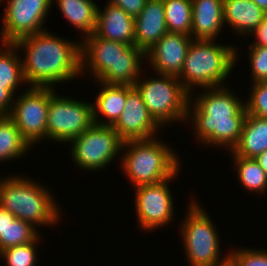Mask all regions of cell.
Masks as SVG:
<instances>
[{"mask_svg": "<svg viewBox=\"0 0 267 266\" xmlns=\"http://www.w3.org/2000/svg\"><path fill=\"white\" fill-rule=\"evenodd\" d=\"M103 9L98 5L94 34L107 40L135 45V21L120 7L107 2Z\"/></svg>", "mask_w": 267, "mask_h": 266, "instance_id": "17", "label": "cell"}, {"mask_svg": "<svg viewBox=\"0 0 267 266\" xmlns=\"http://www.w3.org/2000/svg\"><path fill=\"white\" fill-rule=\"evenodd\" d=\"M190 201L178 230L186 261L188 266H212L225 256L221 251V236L200 201L196 198Z\"/></svg>", "mask_w": 267, "mask_h": 266, "instance_id": "8", "label": "cell"}, {"mask_svg": "<svg viewBox=\"0 0 267 266\" xmlns=\"http://www.w3.org/2000/svg\"><path fill=\"white\" fill-rule=\"evenodd\" d=\"M168 32L191 36L192 1L162 0Z\"/></svg>", "mask_w": 267, "mask_h": 266, "instance_id": "26", "label": "cell"}, {"mask_svg": "<svg viewBox=\"0 0 267 266\" xmlns=\"http://www.w3.org/2000/svg\"><path fill=\"white\" fill-rule=\"evenodd\" d=\"M252 1L267 14V0H252Z\"/></svg>", "mask_w": 267, "mask_h": 266, "instance_id": "37", "label": "cell"}, {"mask_svg": "<svg viewBox=\"0 0 267 266\" xmlns=\"http://www.w3.org/2000/svg\"><path fill=\"white\" fill-rule=\"evenodd\" d=\"M245 100L246 112L267 119V82L253 83Z\"/></svg>", "mask_w": 267, "mask_h": 266, "instance_id": "30", "label": "cell"}, {"mask_svg": "<svg viewBox=\"0 0 267 266\" xmlns=\"http://www.w3.org/2000/svg\"><path fill=\"white\" fill-rule=\"evenodd\" d=\"M41 233L31 223L15 217L12 222H8L7 248L33 242Z\"/></svg>", "mask_w": 267, "mask_h": 266, "instance_id": "28", "label": "cell"}, {"mask_svg": "<svg viewBox=\"0 0 267 266\" xmlns=\"http://www.w3.org/2000/svg\"><path fill=\"white\" fill-rule=\"evenodd\" d=\"M112 4L120 7L129 16L134 19L140 14L144 8L146 0H107Z\"/></svg>", "mask_w": 267, "mask_h": 266, "instance_id": "32", "label": "cell"}, {"mask_svg": "<svg viewBox=\"0 0 267 266\" xmlns=\"http://www.w3.org/2000/svg\"><path fill=\"white\" fill-rule=\"evenodd\" d=\"M236 49L233 43L226 45L216 40H192L177 78L190 94L198 88L229 85L224 83L236 68L238 51H241Z\"/></svg>", "mask_w": 267, "mask_h": 266, "instance_id": "5", "label": "cell"}, {"mask_svg": "<svg viewBox=\"0 0 267 266\" xmlns=\"http://www.w3.org/2000/svg\"><path fill=\"white\" fill-rule=\"evenodd\" d=\"M80 42L82 77L87 70L93 81L134 86L144 71L146 53L136 45L107 40L94 33Z\"/></svg>", "mask_w": 267, "mask_h": 266, "instance_id": "3", "label": "cell"}, {"mask_svg": "<svg viewBox=\"0 0 267 266\" xmlns=\"http://www.w3.org/2000/svg\"><path fill=\"white\" fill-rule=\"evenodd\" d=\"M19 53L14 43L0 42V115L10 114L16 91L27 84Z\"/></svg>", "mask_w": 267, "mask_h": 266, "instance_id": "16", "label": "cell"}, {"mask_svg": "<svg viewBox=\"0 0 267 266\" xmlns=\"http://www.w3.org/2000/svg\"><path fill=\"white\" fill-rule=\"evenodd\" d=\"M193 38L167 32L146 52L148 67L157 74L178 76Z\"/></svg>", "mask_w": 267, "mask_h": 266, "instance_id": "15", "label": "cell"}, {"mask_svg": "<svg viewBox=\"0 0 267 266\" xmlns=\"http://www.w3.org/2000/svg\"><path fill=\"white\" fill-rule=\"evenodd\" d=\"M5 4L0 42L14 43L20 38L46 30L44 24L51 12L52 0H7Z\"/></svg>", "mask_w": 267, "mask_h": 266, "instance_id": "13", "label": "cell"}, {"mask_svg": "<svg viewBox=\"0 0 267 266\" xmlns=\"http://www.w3.org/2000/svg\"><path fill=\"white\" fill-rule=\"evenodd\" d=\"M39 235L33 242L28 244L9 247L0 251V259L4 266H37L38 263V245L41 240Z\"/></svg>", "mask_w": 267, "mask_h": 266, "instance_id": "27", "label": "cell"}, {"mask_svg": "<svg viewBox=\"0 0 267 266\" xmlns=\"http://www.w3.org/2000/svg\"><path fill=\"white\" fill-rule=\"evenodd\" d=\"M223 9L224 25L243 38L250 36L267 15L252 0H223Z\"/></svg>", "mask_w": 267, "mask_h": 266, "instance_id": "20", "label": "cell"}, {"mask_svg": "<svg viewBox=\"0 0 267 266\" xmlns=\"http://www.w3.org/2000/svg\"><path fill=\"white\" fill-rule=\"evenodd\" d=\"M64 18L82 34L81 39L94 33L98 4L94 0H52ZM82 32V33H81Z\"/></svg>", "mask_w": 267, "mask_h": 266, "instance_id": "23", "label": "cell"}, {"mask_svg": "<svg viewBox=\"0 0 267 266\" xmlns=\"http://www.w3.org/2000/svg\"><path fill=\"white\" fill-rule=\"evenodd\" d=\"M248 247L236 246V249L229 250V252L236 258L239 266H267V250Z\"/></svg>", "mask_w": 267, "mask_h": 266, "instance_id": "31", "label": "cell"}, {"mask_svg": "<svg viewBox=\"0 0 267 266\" xmlns=\"http://www.w3.org/2000/svg\"><path fill=\"white\" fill-rule=\"evenodd\" d=\"M94 123L92 103L72 96L50 94L47 112V140L67 145Z\"/></svg>", "mask_w": 267, "mask_h": 266, "instance_id": "10", "label": "cell"}, {"mask_svg": "<svg viewBox=\"0 0 267 266\" xmlns=\"http://www.w3.org/2000/svg\"><path fill=\"white\" fill-rule=\"evenodd\" d=\"M233 168L236 170L238 181L246 192L264 195L267 190V174L254 158H245L229 151Z\"/></svg>", "mask_w": 267, "mask_h": 266, "instance_id": "24", "label": "cell"}, {"mask_svg": "<svg viewBox=\"0 0 267 266\" xmlns=\"http://www.w3.org/2000/svg\"><path fill=\"white\" fill-rule=\"evenodd\" d=\"M228 87L190 94L186 123L191 124L200 145L224 147L229 152L240 140L247 112L244 99Z\"/></svg>", "mask_w": 267, "mask_h": 266, "instance_id": "1", "label": "cell"}, {"mask_svg": "<svg viewBox=\"0 0 267 266\" xmlns=\"http://www.w3.org/2000/svg\"><path fill=\"white\" fill-rule=\"evenodd\" d=\"M30 149L14 121L8 115H0V162L19 159Z\"/></svg>", "mask_w": 267, "mask_h": 266, "instance_id": "25", "label": "cell"}, {"mask_svg": "<svg viewBox=\"0 0 267 266\" xmlns=\"http://www.w3.org/2000/svg\"><path fill=\"white\" fill-rule=\"evenodd\" d=\"M193 40H217L223 31V0H191Z\"/></svg>", "mask_w": 267, "mask_h": 266, "instance_id": "19", "label": "cell"}, {"mask_svg": "<svg viewBox=\"0 0 267 266\" xmlns=\"http://www.w3.org/2000/svg\"><path fill=\"white\" fill-rule=\"evenodd\" d=\"M14 44L25 54L21 60L28 87L56 88L81 76L80 40L64 39L46 29Z\"/></svg>", "mask_w": 267, "mask_h": 266, "instance_id": "2", "label": "cell"}, {"mask_svg": "<svg viewBox=\"0 0 267 266\" xmlns=\"http://www.w3.org/2000/svg\"><path fill=\"white\" fill-rule=\"evenodd\" d=\"M145 71L144 69L134 87L141 94L153 119L162 128L177 121L186 124L190 93L177 76L155 73L156 76L147 78Z\"/></svg>", "mask_w": 267, "mask_h": 266, "instance_id": "7", "label": "cell"}, {"mask_svg": "<svg viewBox=\"0 0 267 266\" xmlns=\"http://www.w3.org/2000/svg\"><path fill=\"white\" fill-rule=\"evenodd\" d=\"M123 142L112 126L93 123L67 145L71 144V160L80 170L101 172L117 156L121 158Z\"/></svg>", "mask_w": 267, "mask_h": 266, "instance_id": "9", "label": "cell"}, {"mask_svg": "<svg viewBox=\"0 0 267 266\" xmlns=\"http://www.w3.org/2000/svg\"><path fill=\"white\" fill-rule=\"evenodd\" d=\"M225 256L212 266H239L236 258L228 251Z\"/></svg>", "mask_w": 267, "mask_h": 266, "instance_id": "35", "label": "cell"}, {"mask_svg": "<svg viewBox=\"0 0 267 266\" xmlns=\"http://www.w3.org/2000/svg\"><path fill=\"white\" fill-rule=\"evenodd\" d=\"M15 217L7 210L0 207V251L7 248L8 222H12Z\"/></svg>", "mask_w": 267, "mask_h": 266, "instance_id": "33", "label": "cell"}, {"mask_svg": "<svg viewBox=\"0 0 267 266\" xmlns=\"http://www.w3.org/2000/svg\"><path fill=\"white\" fill-rule=\"evenodd\" d=\"M267 150V119L246 115L241 137L232 152L245 158H256Z\"/></svg>", "mask_w": 267, "mask_h": 266, "instance_id": "22", "label": "cell"}, {"mask_svg": "<svg viewBox=\"0 0 267 266\" xmlns=\"http://www.w3.org/2000/svg\"><path fill=\"white\" fill-rule=\"evenodd\" d=\"M163 141L155 136L123 142L120 168L133 187L162 182L182 169L178 153Z\"/></svg>", "mask_w": 267, "mask_h": 266, "instance_id": "6", "label": "cell"}, {"mask_svg": "<svg viewBox=\"0 0 267 266\" xmlns=\"http://www.w3.org/2000/svg\"><path fill=\"white\" fill-rule=\"evenodd\" d=\"M248 60L252 83L267 82V46L249 45Z\"/></svg>", "mask_w": 267, "mask_h": 266, "instance_id": "29", "label": "cell"}, {"mask_svg": "<svg viewBox=\"0 0 267 266\" xmlns=\"http://www.w3.org/2000/svg\"><path fill=\"white\" fill-rule=\"evenodd\" d=\"M9 175L0 179L1 208L35 228L60 224L63 214L49 185L46 187L40 180H32L22 173Z\"/></svg>", "mask_w": 267, "mask_h": 266, "instance_id": "4", "label": "cell"}, {"mask_svg": "<svg viewBox=\"0 0 267 266\" xmlns=\"http://www.w3.org/2000/svg\"><path fill=\"white\" fill-rule=\"evenodd\" d=\"M56 88L27 87L18 96L8 115L19 129L22 137L34 147L47 139V112L50 94Z\"/></svg>", "mask_w": 267, "mask_h": 266, "instance_id": "11", "label": "cell"}, {"mask_svg": "<svg viewBox=\"0 0 267 266\" xmlns=\"http://www.w3.org/2000/svg\"><path fill=\"white\" fill-rule=\"evenodd\" d=\"M99 86L98 95L92 104V118L99 125L113 126L119 119L126 102L127 85L105 84L94 81ZM101 87V88H100ZM102 115V118L101 116ZM106 119L102 120L101 119Z\"/></svg>", "mask_w": 267, "mask_h": 266, "instance_id": "21", "label": "cell"}, {"mask_svg": "<svg viewBox=\"0 0 267 266\" xmlns=\"http://www.w3.org/2000/svg\"><path fill=\"white\" fill-rule=\"evenodd\" d=\"M252 39V43L249 45H263L267 46V15L265 16L263 23L249 36Z\"/></svg>", "mask_w": 267, "mask_h": 266, "instance_id": "34", "label": "cell"}, {"mask_svg": "<svg viewBox=\"0 0 267 266\" xmlns=\"http://www.w3.org/2000/svg\"><path fill=\"white\" fill-rule=\"evenodd\" d=\"M134 21L135 45L145 53L168 32L162 0H146Z\"/></svg>", "mask_w": 267, "mask_h": 266, "instance_id": "18", "label": "cell"}, {"mask_svg": "<svg viewBox=\"0 0 267 266\" xmlns=\"http://www.w3.org/2000/svg\"><path fill=\"white\" fill-rule=\"evenodd\" d=\"M179 172L180 169L171 178L162 182L134 188V207L137 222L142 231L155 232L158 228L168 227L174 222V195L171 193L169 183L178 179L176 177Z\"/></svg>", "mask_w": 267, "mask_h": 266, "instance_id": "12", "label": "cell"}, {"mask_svg": "<svg viewBox=\"0 0 267 266\" xmlns=\"http://www.w3.org/2000/svg\"><path fill=\"white\" fill-rule=\"evenodd\" d=\"M112 127L123 141L153 138L163 129L150 115L141 94L130 85L124 109Z\"/></svg>", "mask_w": 267, "mask_h": 266, "instance_id": "14", "label": "cell"}, {"mask_svg": "<svg viewBox=\"0 0 267 266\" xmlns=\"http://www.w3.org/2000/svg\"><path fill=\"white\" fill-rule=\"evenodd\" d=\"M259 166L264 170V172L267 174V150L264 151L262 154L258 155L256 158H254Z\"/></svg>", "mask_w": 267, "mask_h": 266, "instance_id": "36", "label": "cell"}]
</instances>
